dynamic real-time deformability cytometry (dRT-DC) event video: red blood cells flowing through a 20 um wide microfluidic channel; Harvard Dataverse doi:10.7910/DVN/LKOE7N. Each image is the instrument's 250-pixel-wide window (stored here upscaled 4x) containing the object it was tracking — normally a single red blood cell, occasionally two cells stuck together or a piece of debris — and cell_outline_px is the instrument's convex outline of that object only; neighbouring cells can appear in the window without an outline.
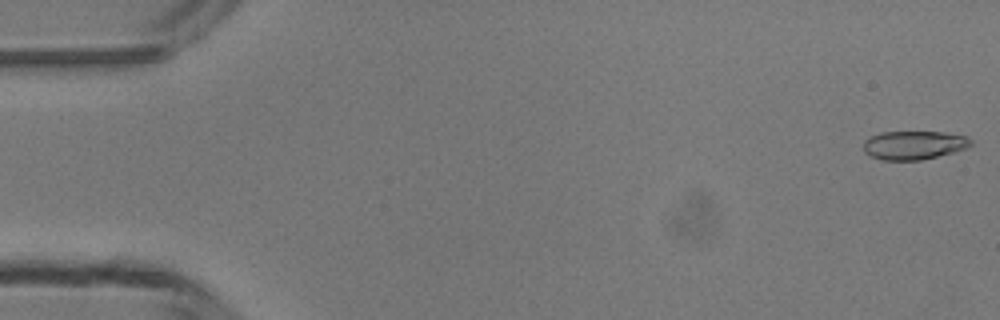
{"species": "common noctule bat (a hibernating species)", "species_latin": "Nyctalus noctula", "temperature_condition": "room temperature", "stored_images_in_passage": 48, "camera_frame_rate_fps": 3000, "um_per_image_px": 0.085, "animal": {"sex": "male", "body_mass_g": 13.3}, "frame": {"image": 1, "passage_image": 1, "time_ms": 0.0, "image_size_px": [1000, 320], "cell_outline_px": [[972, 144], [968, 148], [956, 152], [920, 160], [880, 160], [864, 152], [864, 140], [880, 132], [944, 132], [968, 136], [972, 140]], "centroid_in_image_um": [77.72, 12.33], "position_along_channel_um": 7.3, "area_um2": 18.09}}
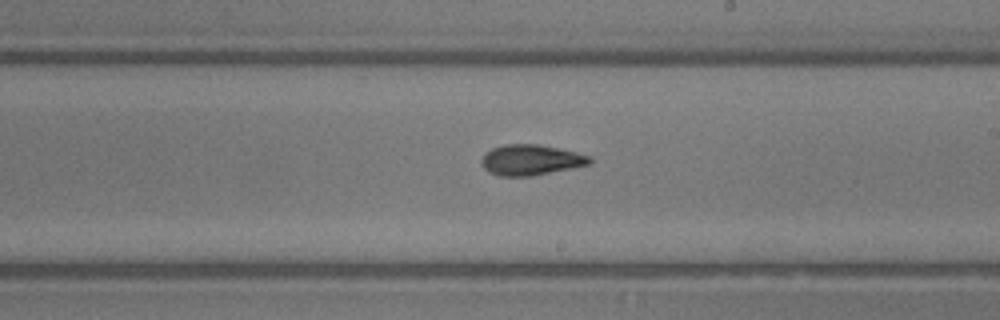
{"frame": {"image": 2, "passage_image": 28, "time_ms": 9.0, "image_size_px": [1000, 320], "cell_outline_px": [[592, 164], [532, 176], [496, 176], [488, 172], [484, 168], [480, 160], [484, 152], [492, 148], [504, 144], [536, 144], [576, 152], [592, 156]], "centroid_in_image_um": [45.1, 13.6], "position_along_channel_um": 243.9, "area_um2": 19.48}}
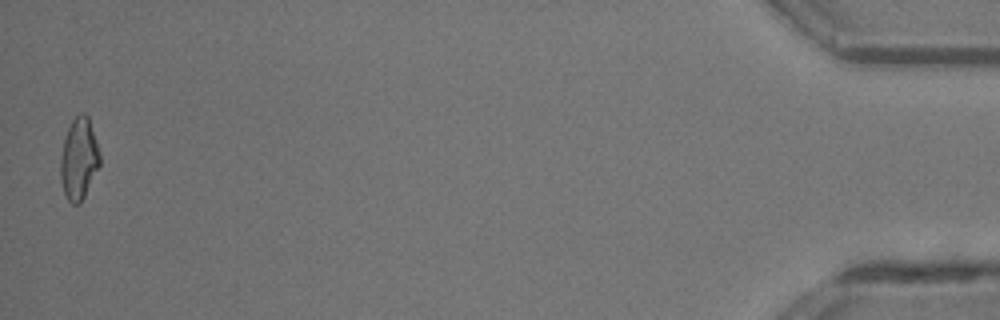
{"frame": {"image": 3, "passage_image": 48, "time_ms": 15.667, "image_size_px": [1000, 320], "cell_outline_px": [[100, 164], [80, 204], [72, 204], [68, 200], [64, 192], [60, 180], [60, 160], [64, 140], [68, 128], [72, 120], [80, 112], [84, 112], [88, 116], [100, 152]], "centroid_in_image_um": [6.7, 13.49], "position_along_channel_um": 428.5, "area_um2": 18.61}, "authors_computed_cell_mechanics": {"area_um2": 18.6983, "velocity_mm_per_s": 4.2692, "shape_relaxation_time_tau1_ms": 5.6536, "shape_relaxation_time_tau2_ms": 2.8842, "deformation_change_tau1": 0.1741, "deformation_change_tau2": 0.1101}}